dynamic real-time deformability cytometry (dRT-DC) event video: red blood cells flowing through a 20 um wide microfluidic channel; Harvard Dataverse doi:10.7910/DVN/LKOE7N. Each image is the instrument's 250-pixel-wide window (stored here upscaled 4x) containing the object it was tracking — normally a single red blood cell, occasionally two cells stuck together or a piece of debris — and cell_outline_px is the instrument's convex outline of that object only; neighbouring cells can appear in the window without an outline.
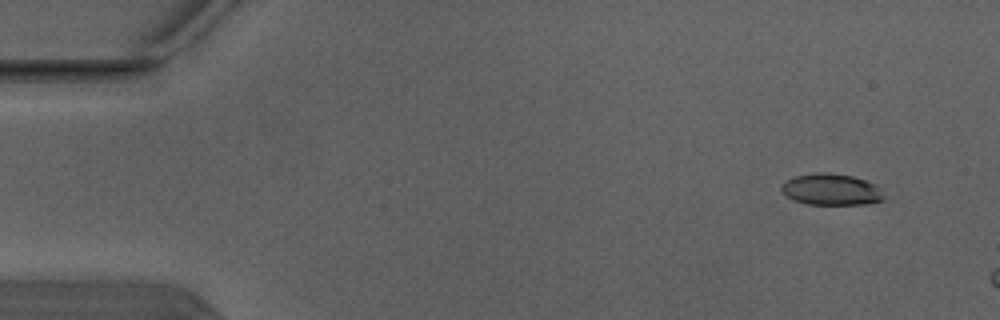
{"species": "Egyptian fruit bat (a non-hibernating species)", "species_latin": "Rousettus aegyptiacus", "temperature_condition": "warm", "stored_images_in_passage": 3, "camera_frame_rate_fps": 3000, "um_per_image_px": 0.085, "animal": {"sex": "male"}, "frame": {"image": 1, "passage_image": 1, "time_ms": 0.0, "image_size_px": [1000, 320], "cell_outline_px": [[884, 200], [864, 204], [808, 204], [792, 200], [784, 196], [780, 192], [780, 188], [788, 180], [796, 176], [816, 172], [828, 172], [852, 176], [876, 184], [880, 188], [884, 196]], "centroid_in_image_um": [70.64, 16.11], "position_along_channel_um": 14.4, "area_um2": 18.84}}